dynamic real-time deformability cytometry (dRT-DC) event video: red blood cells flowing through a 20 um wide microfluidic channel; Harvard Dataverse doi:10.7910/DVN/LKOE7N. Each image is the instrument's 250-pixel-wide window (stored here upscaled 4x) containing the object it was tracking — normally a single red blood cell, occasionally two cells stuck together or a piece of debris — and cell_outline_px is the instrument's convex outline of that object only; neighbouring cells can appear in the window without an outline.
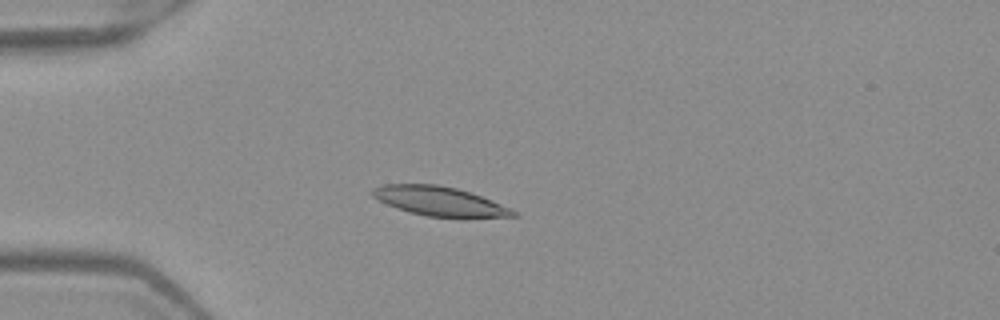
{"species": "Egyptian fruit bat (a non-hibernating species)", "species_latin": "Rousettus aegyptiacus", "temperature_condition": "warm", "stored_images_in_passage": 5, "camera_frame_rate_fps": 3000, "um_per_image_px": 0.085, "frame": {"image": 1, "passage_image": 4, "time_ms": 1.0, "image_size_px": [1000, 320], "cell_outline_px": [[520, 216], [464, 220], [460, 220], [428, 216], [396, 208], [372, 196], [372, 188], [384, 184], [436, 184], [456, 188], [480, 196], [500, 204], [516, 212]], "centroid_in_image_um": [37.43, 17.15], "position_along_channel_um": 47.6, "area_um2": 24.45}}